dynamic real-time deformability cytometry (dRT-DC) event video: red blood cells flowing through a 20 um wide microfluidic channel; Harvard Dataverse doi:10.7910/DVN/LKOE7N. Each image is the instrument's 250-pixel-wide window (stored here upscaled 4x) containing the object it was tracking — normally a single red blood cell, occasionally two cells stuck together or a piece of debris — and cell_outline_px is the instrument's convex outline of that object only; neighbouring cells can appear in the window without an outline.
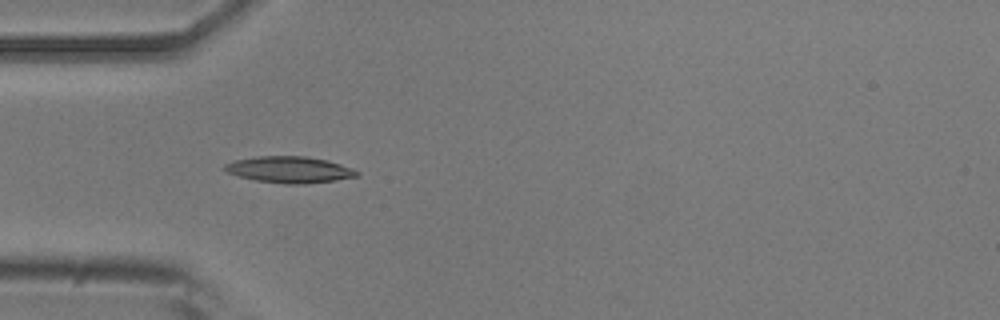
{"species": "common noctule bat (a hibernating species)", "species_latin": "Nyctalus noctula", "temperature_condition": "room temperature", "stored_images_in_passage": 5, "camera_frame_rate_fps": 3000, "um_per_image_px": 0.085, "animal": {"sex": "male", "body_mass_g": 20.5, "forearm_length_mm": 52.5}, "frame": {"image": 1, "passage_image": 4, "time_ms": 1.0, "image_size_px": [1000, 320], "cell_outline_px": [[360, 176], [304, 184], [284, 184], [256, 180], [240, 176], [228, 172], [224, 168], [224, 164], [236, 160], [256, 156], [304, 156], [328, 160], [352, 168], [360, 172]], "centroid_in_image_um": [24.63, 14.41], "position_along_channel_um": 60.4, "area_um2": 20.17}}
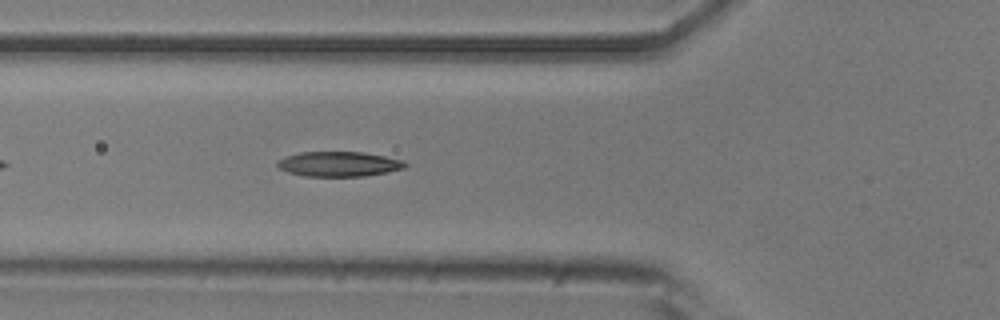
{"frame": {"image": 2, "passage_image": 5, "time_ms": 1.333, "image_size_px": [1000, 320], "cell_outline_px": [[408, 164], [404, 168], [388, 172], [364, 176], [304, 176], [288, 172], [276, 168], [276, 160], [284, 156], [300, 152], [364, 152], [404, 160]], "centroid_in_image_um": [28.76, 13.94], "position_along_channel_um": 97.0, "area_um2": 18.79}}